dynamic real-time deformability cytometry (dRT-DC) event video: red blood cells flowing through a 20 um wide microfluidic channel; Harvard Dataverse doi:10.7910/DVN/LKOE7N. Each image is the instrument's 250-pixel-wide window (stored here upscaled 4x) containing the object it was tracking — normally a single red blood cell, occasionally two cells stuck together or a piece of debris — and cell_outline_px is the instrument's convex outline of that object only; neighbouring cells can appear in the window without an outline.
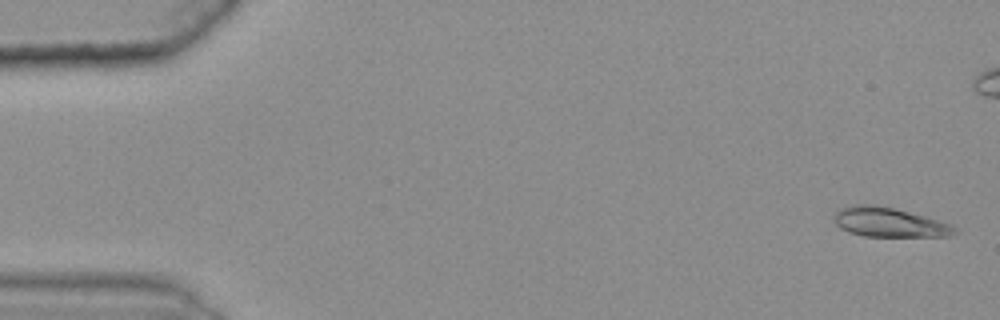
{"species": "common noctule bat (a hibernating species)", "species_latin": "Nyctalus noctula", "temperature_condition": "warm", "stored_images_in_passage": 49, "camera_frame_rate_fps": 3000, "um_per_image_px": 0.085, "animal": {"sex": "female", "body_mass_g": 25.1}, "frame": {"image": 1, "passage_image": 2, "time_ms": 0.333, "image_size_px": [1000, 320], "cell_outline_px": [[960, 232], [948, 236], [864, 236], [848, 232], [840, 228], [832, 220], [836, 212], [840, 208], [856, 204], [872, 204], [892, 208], [924, 216], [948, 224], [956, 228]], "centroid_in_image_um": [75.53, 18.9], "position_along_channel_um": 9.5, "area_um2": 20.46}}
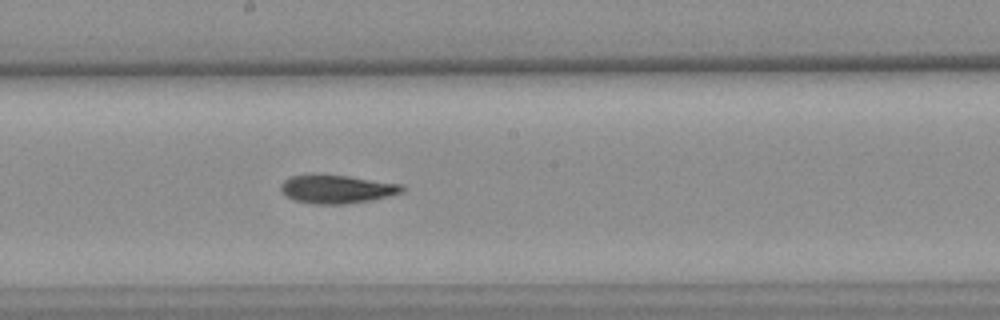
{"frame": {"image": 2, "passage_image": 31, "time_ms": 10.0, "image_size_px": [1000, 320], "cell_outline_px": [[404, 192], [372, 200], [348, 204], [316, 204], [296, 200], [288, 196], [280, 188], [280, 184], [284, 180], [292, 176], [348, 176], [400, 184], [404, 188]], "centroid_in_image_um": [28.68, 16.1], "position_along_channel_um": 219.5, "area_um2": 19.48}}
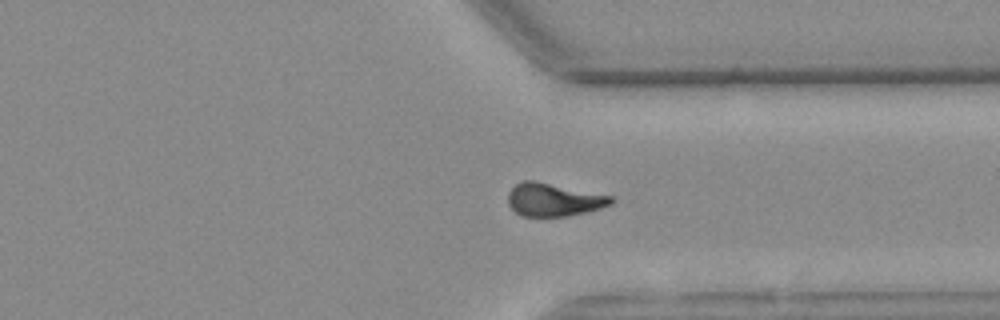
{"frame": {"image": 3, "passage_image": 43, "time_ms": 14.0, "image_size_px": [1000, 320], "cell_outline_px": [[616, 200], [612, 204], [600, 208], [568, 216], [520, 216], [508, 204], [508, 192], [520, 180], [536, 180], [612, 196]], "centroid_in_image_um": [47.05, 16.96], "position_along_channel_um": 364.3, "area_um2": 19.94}}